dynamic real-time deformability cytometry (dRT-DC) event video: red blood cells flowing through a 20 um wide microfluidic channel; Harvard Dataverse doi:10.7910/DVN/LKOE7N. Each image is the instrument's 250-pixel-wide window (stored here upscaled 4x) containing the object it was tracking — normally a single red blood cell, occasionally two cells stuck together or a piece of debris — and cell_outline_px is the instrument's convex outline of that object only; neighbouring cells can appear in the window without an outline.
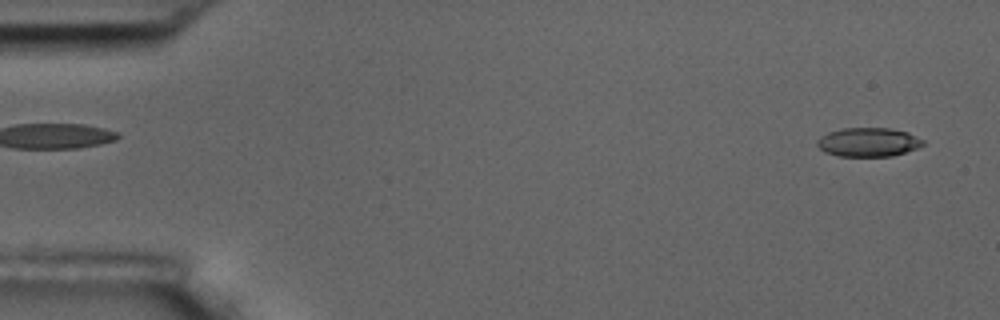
{"species": "common noctule bat (a hibernating species)", "species_latin": "Nyctalus noctula", "temperature_condition": "room temperature", "stored_images_in_passage": 14, "camera_frame_rate_fps": 3000, "um_per_image_px": 0.085, "animal": {"sex": "male", "body_mass_g": 17.5, "forearm_length_mm": 52.3}, "frame": {"image": 1, "passage_image": 2, "time_ms": 0.333, "image_size_px": [1000, 320], "cell_outline_px": [[924, 144], [916, 148], [892, 156], [836, 156], [824, 152], [816, 144], [816, 140], [820, 136], [828, 132], [844, 128], [888, 128], [908, 132], [924, 140]], "centroid_in_image_um": [73.77, 12.08], "position_along_channel_um": 11.2, "area_um2": 17.86}}
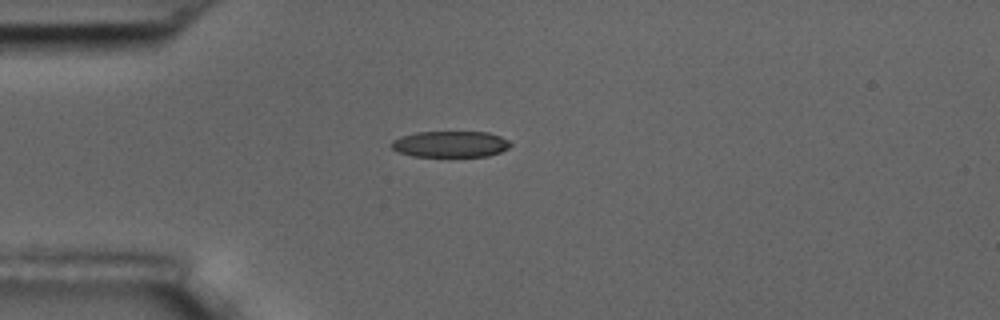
{"frame": {"image": 2, "passage_image": 14, "time_ms": 4.333, "image_size_px": [1000, 320], "cell_outline_px": [[512, 144], [508, 148], [500, 152], [488, 156], [412, 156], [400, 152], [392, 148], [388, 144], [392, 140], [400, 136], [416, 132], [488, 132], [500, 136], [508, 140]], "centroid_in_image_um": [38.26, 12.24], "position_along_channel_um": 46.7, "area_um2": 18.21}}